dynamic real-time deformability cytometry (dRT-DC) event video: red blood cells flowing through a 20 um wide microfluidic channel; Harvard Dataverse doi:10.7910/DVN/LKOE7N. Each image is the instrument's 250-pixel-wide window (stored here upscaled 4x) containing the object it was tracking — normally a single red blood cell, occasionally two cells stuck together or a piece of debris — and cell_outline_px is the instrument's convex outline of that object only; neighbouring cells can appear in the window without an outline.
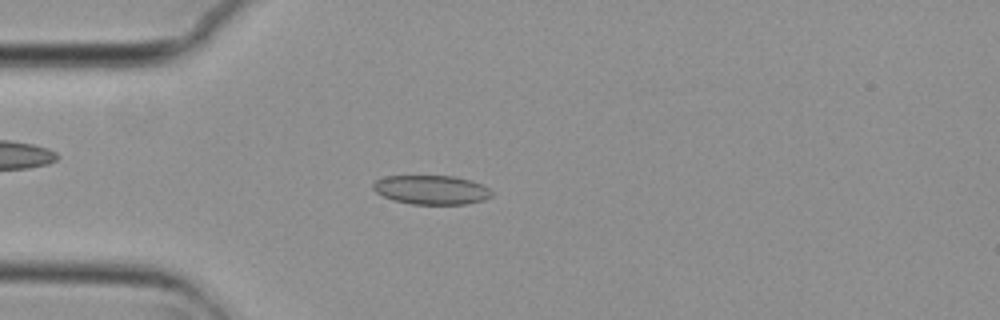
{"species": "common noctule bat (a hibernating species)", "species_latin": "Nyctalus noctula", "temperature_condition": "cold", "stored_images_in_passage": 54, "camera_frame_rate_fps": 3000, "um_per_image_px": 0.085, "animal": {"sex": "female", "body_mass_g": 29.2, "forearm_length_mm": 56.3}, "frame": {"image": 1, "passage_image": 14, "time_ms": 4.333, "image_size_px": [1000, 320], "cell_outline_px": [[492, 196], [484, 200], [464, 204], [412, 204], [392, 200], [376, 192], [372, 188], [372, 184], [376, 180], [384, 176], [456, 176], [480, 184], [488, 188], [492, 192]], "centroid_in_image_um": [36.64, 16.13], "position_along_channel_um": 48.4, "area_um2": 20.06}}
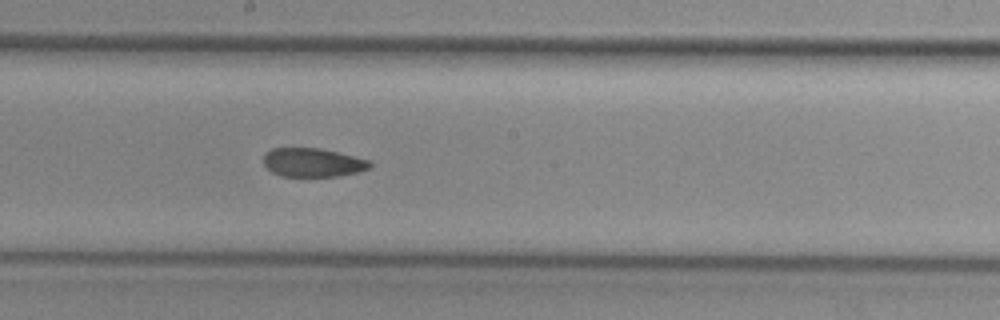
{"frame": {"image": 2, "passage_image": 29, "time_ms": 9.333, "image_size_px": [1000, 320], "cell_outline_px": [[372, 168], [360, 172], [340, 176], [280, 176], [272, 172], [264, 164], [264, 152], [272, 148], [320, 148], [372, 160]], "centroid_in_image_um": [26.64, 13.81], "position_along_channel_um": 221.6, "area_um2": 18.09}}
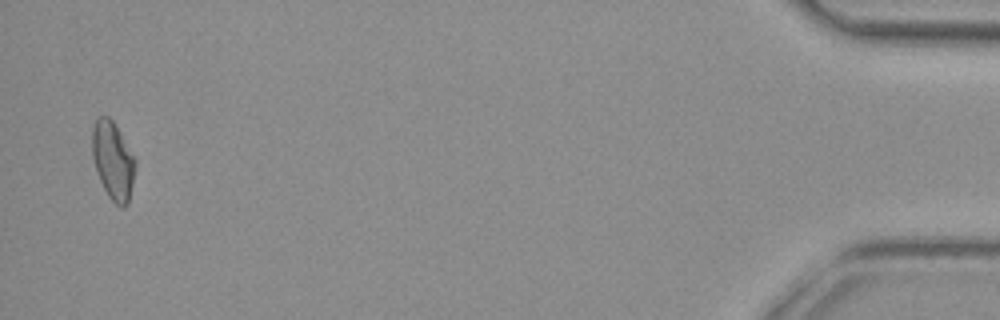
{"frame": {"image": 3, "passage_image": 53, "time_ms": 17.333, "image_size_px": [1000, 320], "cell_outline_px": [[136, 164], [128, 204], [124, 208], [120, 208], [108, 196], [96, 172], [92, 156], [92, 128], [96, 116], [108, 116], [112, 120], [120, 132], [136, 160]], "centroid_in_image_um": [9.59, 13.64], "position_along_channel_um": 425.6, "area_um2": 19.65}}